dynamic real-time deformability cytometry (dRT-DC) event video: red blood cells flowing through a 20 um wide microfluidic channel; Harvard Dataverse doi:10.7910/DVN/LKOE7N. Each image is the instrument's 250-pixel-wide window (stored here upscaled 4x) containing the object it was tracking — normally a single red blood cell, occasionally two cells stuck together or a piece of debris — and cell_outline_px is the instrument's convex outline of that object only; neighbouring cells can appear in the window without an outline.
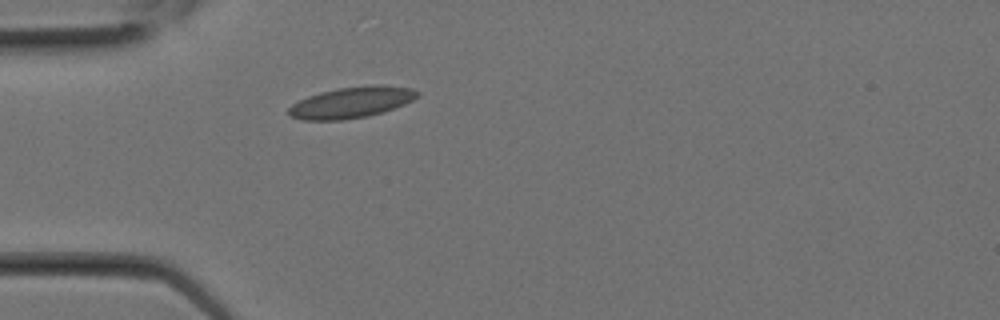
{"species": "Egyptian fruit bat (a non-hibernating species)", "species_latin": "Rousettus aegyptiacus", "temperature_condition": "room temperature", "stored_images_in_passage": 1, "camera_frame_rate_fps": 3000, "um_per_image_px": 0.085, "animal": {"sex": "female"}, "frame": {"image": 1, "passage_image": 1, "time_ms": 0.0, "image_size_px": [1000, 320], "cell_outline_px": [[420, 96], [404, 104], [384, 112], [368, 116], [344, 120], [304, 120], [288, 116], [288, 108], [292, 104], [308, 96], [320, 92], [340, 88], [372, 84], [384, 84], [412, 88], [420, 92]], "centroid_in_image_um": [29.9, 8.7], "position_along_channel_um": 55.1, "area_um2": 23.58}}